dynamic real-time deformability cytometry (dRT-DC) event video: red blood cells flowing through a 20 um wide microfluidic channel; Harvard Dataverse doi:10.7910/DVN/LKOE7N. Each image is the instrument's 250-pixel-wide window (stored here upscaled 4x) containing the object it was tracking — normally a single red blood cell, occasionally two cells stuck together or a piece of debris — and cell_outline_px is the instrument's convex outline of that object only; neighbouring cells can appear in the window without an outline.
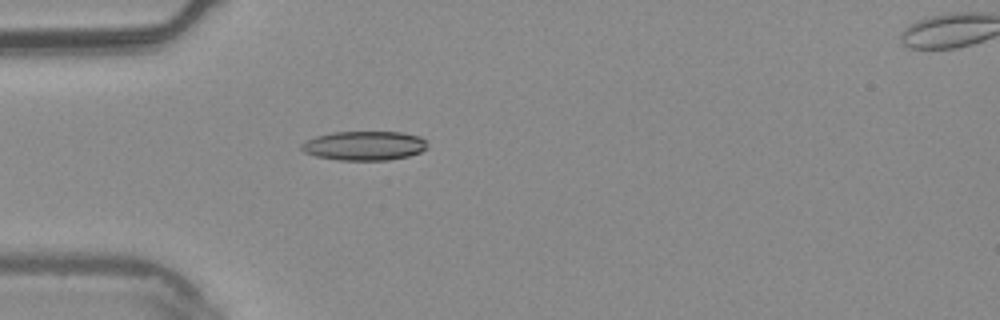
{"species": "common noctule bat (a hibernating species)", "species_latin": "Nyctalus noctula", "temperature_condition": "warm", "stored_images_in_passage": 6, "camera_frame_rate_fps": 3000, "um_per_image_px": 0.085, "animal": {"sex": "male", "body_mass_g": 20.4}, "frame": {"image": 1, "passage_image": 5, "time_ms": 1.333, "image_size_px": [1000, 320], "cell_outline_px": [[428, 148], [420, 152], [408, 156], [388, 160], [340, 160], [316, 156], [304, 152], [300, 148], [300, 144], [304, 140], [316, 136], [332, 132], [400, 132], [420, 136], [428, 144]], "centroid_in_image_um": [30.95, 12.38], "position_along_channel_um": 54.1, "area_um2": 21.56}}